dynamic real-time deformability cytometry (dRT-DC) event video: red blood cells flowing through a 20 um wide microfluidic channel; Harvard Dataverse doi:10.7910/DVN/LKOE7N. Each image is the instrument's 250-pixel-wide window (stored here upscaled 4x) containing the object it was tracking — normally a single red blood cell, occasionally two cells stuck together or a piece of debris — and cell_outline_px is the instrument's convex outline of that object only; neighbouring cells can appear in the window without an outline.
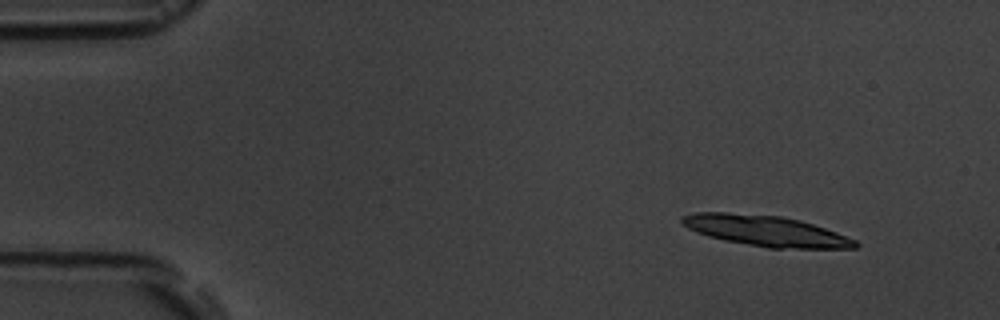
{"species": "common noctule bat (a hibernating species)", "species_latin": "Nyctalus noctula", "temperature_condition": "room temperature", "stored_images_in_passage": 4, "camera_frame_rate_fps": 3000, "um_per_image_px": 0.085, "animal": {"sex": "male", "body_mass_g": 19.5, "forearm_length_mm": 54.6}, "frame": {"image": 1, "passage_image": 1, "time_ms": 0.0, "image_size_px": [1000, 320], "cell_outline_px": [[860, 244], [856, 248], [768, 248], [724, 240], [708, 236], [696, 232], [688, 228], [680, 220], [680, 216], [696, 212], [728, 212], [780, 216], [800, 220], [836, 232], [856, 240]], "centroid_in_image_um": [65.07, 19.62], "position_along_channel_um": 19.9, "area_um2": 30.87}}